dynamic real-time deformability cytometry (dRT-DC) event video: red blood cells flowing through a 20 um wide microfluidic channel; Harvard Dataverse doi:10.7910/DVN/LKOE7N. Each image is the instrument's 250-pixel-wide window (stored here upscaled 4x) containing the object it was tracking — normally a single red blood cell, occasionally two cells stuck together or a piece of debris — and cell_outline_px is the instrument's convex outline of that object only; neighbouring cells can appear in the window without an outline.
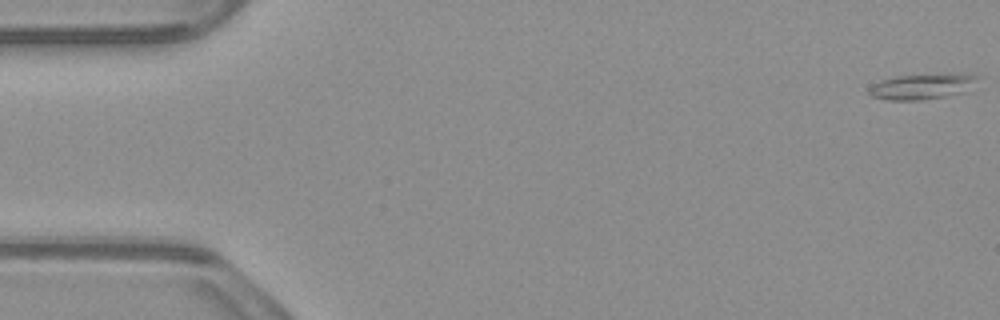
{"species": "common noctule bat (a hibernating species)", "species_latin": "Nyctalus noctula", "temperature_condition": "warm", "stored_images_in_passage": 53, "camera_frame_rate_fps": 3000, "um_per_image_px": 0.085, "animal": {"sex": "male", "body_mass_g": 23.1, "forearm_length_mm": 52.7}, "frame": {"image": 1, "passage_image": 1, "time_ms": 0.0, "image_size_px": [1000, 320], "cell_outline_px": [[980, 76], [968, 92], [920, 100], [888, 100], [872, 96], [868, 92], [868, 88], [872, 84], [880, 80], [896, 76]], "centroid_in_image_um": [78.27, 7.4], "position_along_channel_um": 6.7, "area_um2": 15.37}}
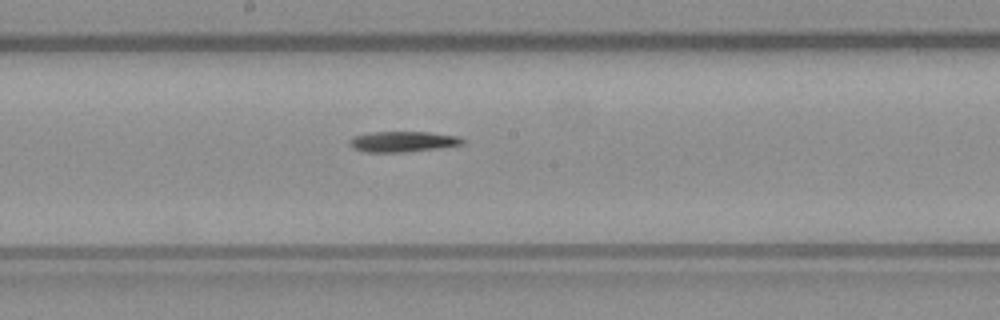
{"frame": {"image": 2, "passage_image": 28, "time_ms": 9.0, "image_size_px": [1000, 320], "cell_outline_px": [[464, 144], [440, 148], [404, 152], [364, 152], [348, 144], [348, 140], [352, 136], [372, 132], [428, 132], [456, 136], [464, 140]], "centroid_in_image_um": [34.21, 12.04], "position_along_channel_um": 214.0, "area_um2": 13.53}}
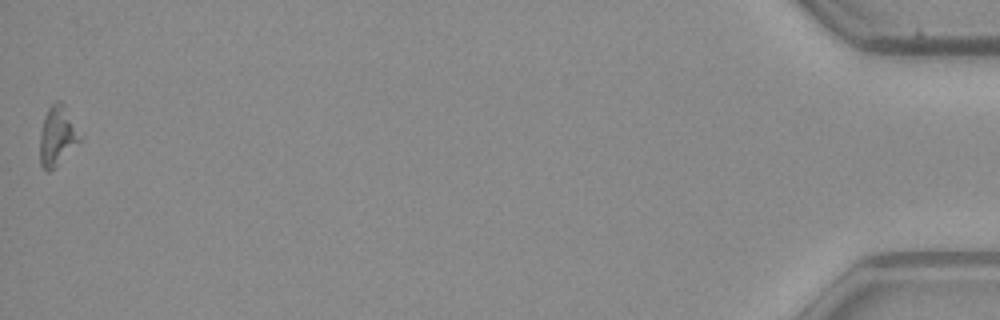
{"frame": {"image": 3, "passage_image": 53, "time_ms": 17.333, "image_size_px": [1000, 320], "cell_outline_px": [[80, 140], [48, 172], [40, 164], [40, 132], [44, 116], [48, 108], [56, 100], [60, 100], [64, 104], [80, 136]], "centroid_in_image_um": [4.82, 11.5], "position_along_channel_um": 430.4, "area_um2": 13.24}, "authors_computed_cell_mechanics": {"area_um2": 14.1032, "velocity_mm_per_s": 3.9029, "shape_relaxation_time_tau1_ms": 2.7647, "shape_relaxation_time_tau2_ms": null, "deformation_change_tau1": 0.1447, "deformation_change_tau2": null}}